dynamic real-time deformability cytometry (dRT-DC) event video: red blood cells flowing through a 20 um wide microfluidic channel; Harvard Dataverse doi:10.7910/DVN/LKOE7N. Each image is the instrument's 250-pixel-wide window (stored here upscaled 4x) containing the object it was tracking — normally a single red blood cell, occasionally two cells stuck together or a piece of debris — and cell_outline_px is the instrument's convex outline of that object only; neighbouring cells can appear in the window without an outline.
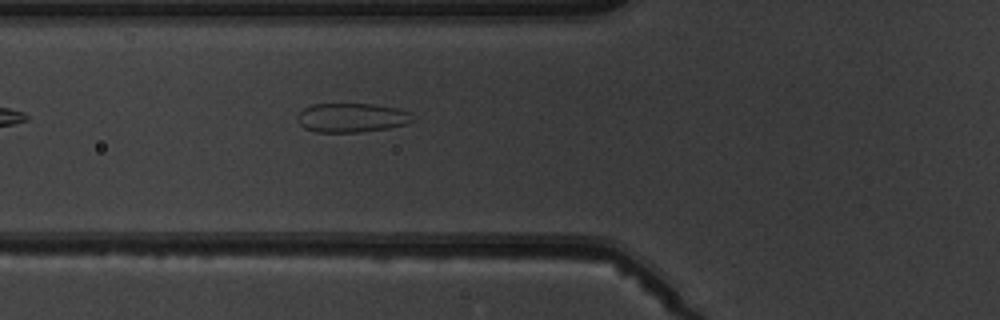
{"species": "common noctule bat (a hibernating species)", "species_latin": "Nyctalus noctula", "temperature_condition": "warm", "stored_images_in_passage": 3, "camera_frame_rate_fps": 3000, "um_per_image_px": 0.085, "animal": {"sex": "male", "body_mass_g": 19.5, "forearm_length_mm": 54.6}, "frame": {"image": 1, "passage_image": 3, "time_ms": 3.333, "image_size_px": [1000, 320], "cell_outline_px": [[416, 120], [408, 124], [388, 128], [360, 132], [316, 132], [304, 128], [296, 120], [296, 116], [304, 108], [312, 104], [372, 104], [396, 108], [408, 112]], "centroid_in_image_um": [29.88, 10.01], "position_along_channel_um": 95.9, "area_um2": 19.65}}